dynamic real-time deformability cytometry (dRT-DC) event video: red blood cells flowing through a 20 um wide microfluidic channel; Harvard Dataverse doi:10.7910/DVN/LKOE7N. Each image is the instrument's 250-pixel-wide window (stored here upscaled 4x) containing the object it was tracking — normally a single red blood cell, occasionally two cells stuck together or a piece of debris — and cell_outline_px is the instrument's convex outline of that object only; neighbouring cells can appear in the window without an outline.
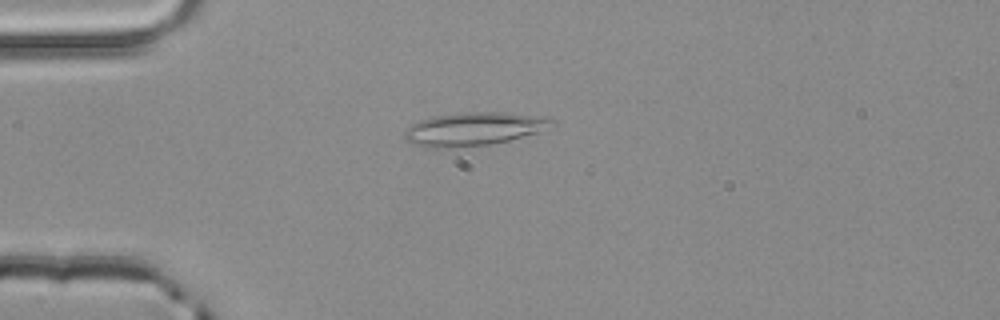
{"species": "common noctule bat (a hibernating species)", "species_latin": "Nyctalus noctula", "temperature_condition": "room temperature", "stored_images_in_passage": 1, "camera_frame_rate_fps": 3000, "um_per_image_px": 0.085, "animal": {"sex": "male", "body_mass_g": 20.4}, "frame": {"image": 1, "passage_image": 1, "time_ms": 0.0, "image_size_px": [1000, 320], "cell_outline_px": [[556, 120], [540, 132], [508, 140], [488, 144], [436, 148], [424, 148], [412, 144], [404, 140], [404, 132], [412, 124], [420, 120], [432, 116], [464, 112], [504, 112], [548, 116]], "centroid_in_image_um": [40.25, 10.94], "position_along_channel_um": 44.7, "area_um2": 28.61}}